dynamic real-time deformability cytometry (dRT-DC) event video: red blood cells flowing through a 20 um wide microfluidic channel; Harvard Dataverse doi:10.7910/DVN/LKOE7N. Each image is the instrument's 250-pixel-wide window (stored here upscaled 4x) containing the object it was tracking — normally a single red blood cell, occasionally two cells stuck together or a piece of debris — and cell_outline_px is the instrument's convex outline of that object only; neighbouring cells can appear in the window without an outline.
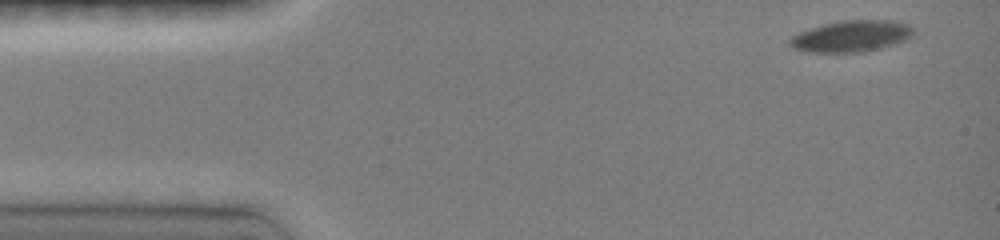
{"species": "common noctule bat (a hibernating species)", "species_latin": "Nyctalus noctula", "temperature_condition": "room temperature", "stored_images_in_passage": 4, "camera_frame_rate_fps": 3000, "um_per_image_px": 0.085, "animal": {"sex": "female", "body_mass_g": 19.0, "forearm_length_mm": 51.5}, "frame": {"image": 1, "passage_image": 1, "time_ms": 0.0, "image_size_px": [1000, 240], "cell_outline_px": [[912, 36], [904, 40], [880, 48], [864, 52], [808, 52], [792, 48], [788, 44], [788, 40], [792, 36], [800, 32], [824, 24], [844, 20], [888, 20], [908, 24], [912, 28]], "centroid_in_image_um": [72.32, 3.08], "position_along_channel_um": 12.7, "area_um2": 22.37}}
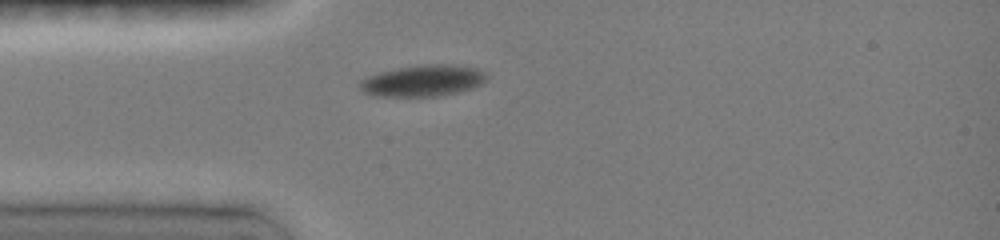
{"frame": {"image": 2, "passage_image": 4, "time_ms": 3.333, "image_size_px": [1000, 240], "cell_outline_px": [[488, 80], [472, 88], [456, 92], [436, 96], [372, 96], [364, 92], [360, 88], [360, 80], [368, 76], [380, 72], [400, 68], [424, 64], [448, 64], [476, 68], [484, 72], [488, 76]], "centroid_in_image_um": [35.95, 6.86], "position_along_channel_um": 49.0, "area_um2": 23.0}}